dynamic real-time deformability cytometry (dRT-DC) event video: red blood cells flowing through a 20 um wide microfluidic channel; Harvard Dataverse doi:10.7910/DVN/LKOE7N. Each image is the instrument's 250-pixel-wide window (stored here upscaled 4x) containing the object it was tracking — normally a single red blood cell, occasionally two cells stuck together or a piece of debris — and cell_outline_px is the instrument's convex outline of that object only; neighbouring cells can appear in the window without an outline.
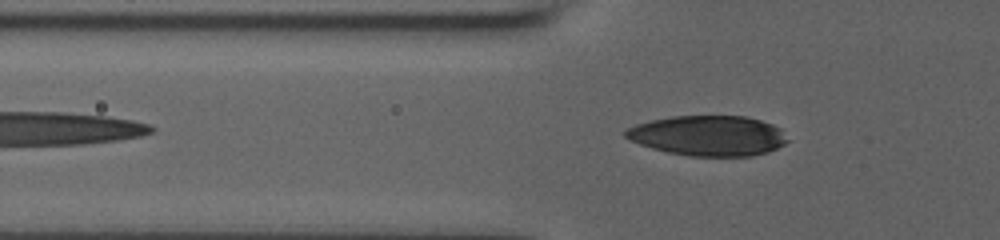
{"species": "human", "species_latin": "Homo sapiens", "temperature_condition": "room temperature", "stored_images_in_passage": 35, "camera_frame_rate_fps": 3000, "um_per_image_px": 0.085, "donor": {"sex": "male"}, "frame": {"image": 1, "passage_image": 6, "time_ms": 1.667, "image_size_px": [1000, 240], "cell_outline_px": [[788, 140], [784, 144], [768, 152], [752, 156], [688, 156], [668, 152], [652, 148], [640, 144], [624, 136], [624, 132], [628, 128], [636, 124], [652, 120], [672, 116], [744, 116], [760, 120], [772, 124], [780, 128]], "centroid_in_image_um": [60.21, 11.53], "position_along_channel_um": 65.6, "area_um2": 37.8}}
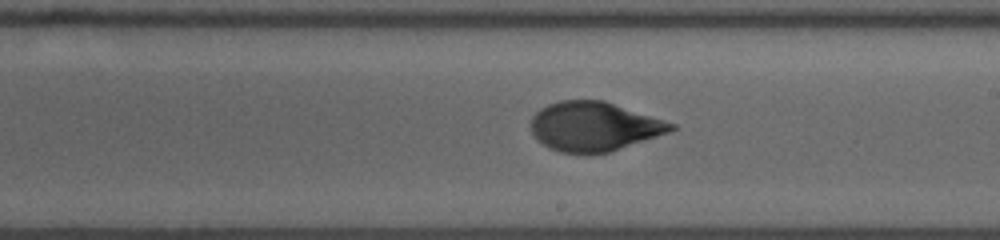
{"frame": {"image": 2, "passage_image": 20, "time_ms": 6.333, "image_size_px": [1000, 240], "cell_outline_px": [[676, 128], [668, 132], [608, 152], [560, 152], [548, 148], [536, 140], [532, 132], [532, 116], [540, 108], [548, 104], [560, 100], [604, 100], [676, 124]], "centroid_in_image_um": [50.45, 10.73], "position_along_channel_um": 238.5, "area_um2": 39.71}}
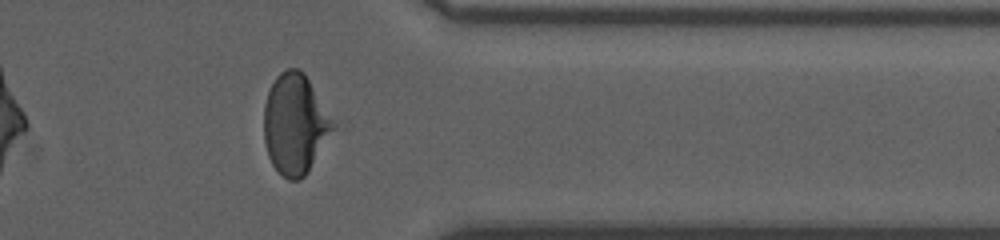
{"frame": {"image": 3, "passage_image": 32, "time_ms": 10.333, "image_size_px": [1000, 240], "cell_outline_px": [[336, 128], [308, 172], [300, 180], [288, 180], [272, 164], [268, 156], [264, 140], [264, 104], [268, 88], [276, 76], [280, 72], [288, 68], [300, 68], [304, 72], [336, 124]], "centroid_in_image_um": [25.08, 10.53], "position_along_channel_um": 386.3, "area_um2": 40.63}, "authors_computed_cell_mechanics": {"area_um2": 40.46, "velocity_mm_per_s": 3.8419, "shape_relaxation_time_tau1_ms": 4.8009, "shape_relaxation_time_tau2_ms": 1.0355, "deformation_change_tau1": 0.2028, "deformation_change_tau2": 0.0584}}